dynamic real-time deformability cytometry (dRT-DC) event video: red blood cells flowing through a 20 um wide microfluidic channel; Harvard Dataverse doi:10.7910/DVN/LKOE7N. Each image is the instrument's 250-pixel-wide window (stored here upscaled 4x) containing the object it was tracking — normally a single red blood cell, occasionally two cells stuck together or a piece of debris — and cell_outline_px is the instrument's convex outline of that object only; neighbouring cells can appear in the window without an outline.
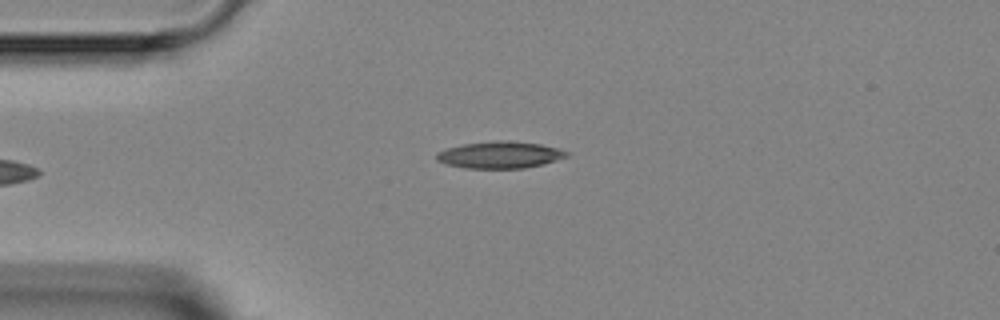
{"species": "Egyptian fruit bat (a non-hibernating species)", "species_latin": "Rousettus aegyptiacus", "temperature_condition": "room temperature", "stored_images_in_passage": 2, "camera_frame_rate_fps": 3000, "um_per_image_px": 0.085, "animal": {"sex": "female"}, "frame": {"image": 1, "passage_image": 2, "time_ms": 1.333, "image_size_px": [1000, 320], "cell_outline_px": [[568, 156], [544, 164], [524, 168], [464, 168], [444, 164], [436, 160], [436, 152], [448, 148], [464, 144], [496, 140], [508, 140], [540, 144], [556, 148], [568, 152]], "centroid_in_image_um": [42.46, 13.16], "position_along_channel_um": 42.5, "area_um2": 20.35}}